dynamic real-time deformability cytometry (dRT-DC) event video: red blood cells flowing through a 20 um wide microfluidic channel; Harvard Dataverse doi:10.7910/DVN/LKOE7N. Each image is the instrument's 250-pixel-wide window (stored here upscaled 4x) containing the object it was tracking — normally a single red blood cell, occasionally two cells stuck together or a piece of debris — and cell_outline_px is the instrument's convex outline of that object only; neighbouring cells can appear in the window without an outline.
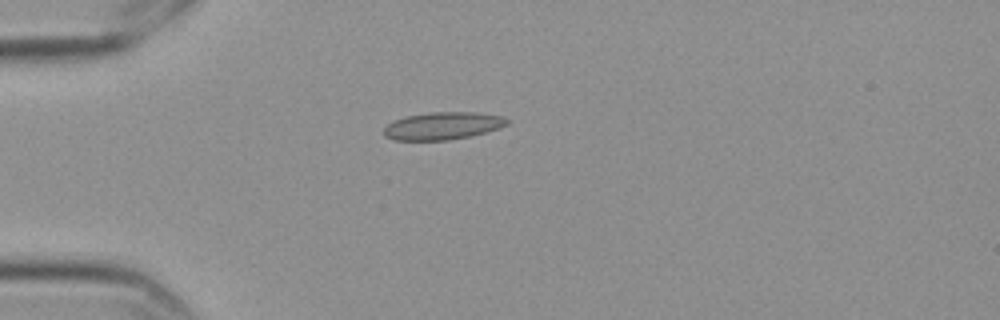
{"species": "Egyptian fruit bat (a non-hibernating species)", "species_latin": "Rousettus aegyptiacus", "temperature_condition": "cold", "stored_images_in_passage": 43, "camera_frame_rate_fps": 3000, "um_per_image_px": 0.085, "frame": {"image": 1, "passage_image": 1, "time_ms": 0.0, "image_size_px": [1000, 320], "cell_outline_px": [[508, 124], [472, 136], [448, 140], [396, 140], [384, 136], [384, 128], [392, 120], [404, 116], [428, 112], [476, 112], [504, 116], [508, 120]], "centroid_in_image_um": [37.6, 10.68], "position_along_channel_um": 47.4, "area_um2": 19.83}}
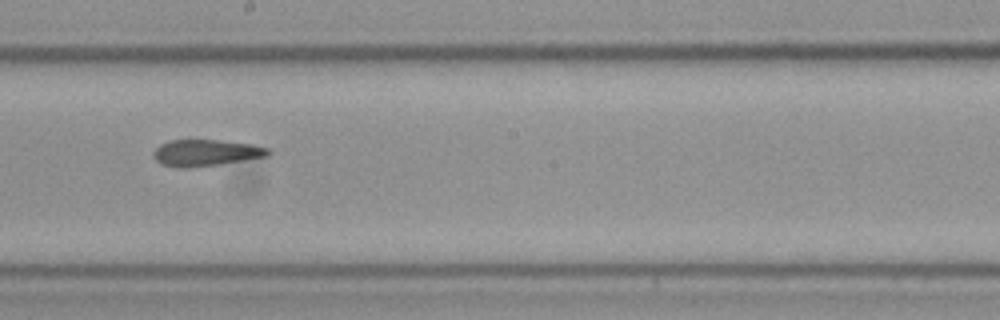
{"frame": {"image": 2, "passage_image": 18, "time_ms": 5.667, "image_size_px": [1000, 320], "cell_outline_px": [[272, 152], [268, 156], [216, 164], [184, 168], [180, 168], [160, 164], [152, 156], [152, 152], [160, 144], [172, 140], [220, 140], [252, 144], [268, 148]], "centroid_in_image_um": [17.47, 12.98], "position_along_channel_um": 230.7, "area_um2": 17.57}}
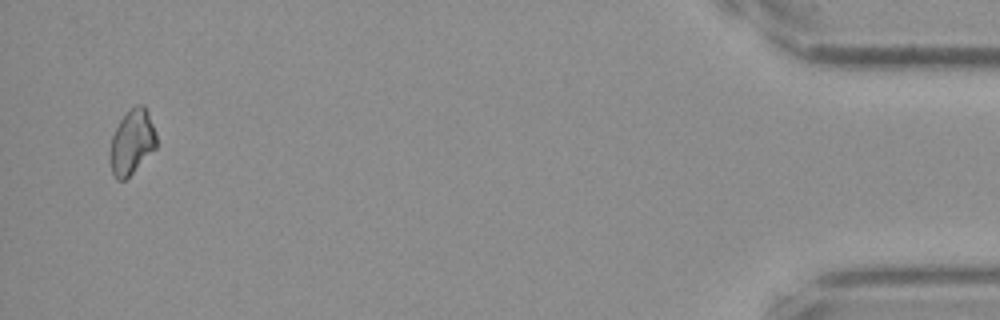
{"frame": {"image": 3, "passage_image": 41, "time_ms": 13.333, "image_size_px": [1000, 320], "cell_outline_px": [[156, 148], [124, 180], [116, 180], [112, 172], [112, 136], [120, 120], [136, 104], [144, 104], [148, 112], [156, 132]], "centroid_in_image_um": [11.25, 12.04], "position_along_channel_um": 423.9, "area_um2": 16.88}, "authors_computed_cell_mechanics": {"area_um2": 18.3226, "velocity_mm_per_s": 3.554, "shape_relaxation_time_tau1_ms": null, "shape_relaxation_time_tau2_ms": 3.1321, "deformation_change_tau1": null, "deformation_change_tau2": 0.0829}}